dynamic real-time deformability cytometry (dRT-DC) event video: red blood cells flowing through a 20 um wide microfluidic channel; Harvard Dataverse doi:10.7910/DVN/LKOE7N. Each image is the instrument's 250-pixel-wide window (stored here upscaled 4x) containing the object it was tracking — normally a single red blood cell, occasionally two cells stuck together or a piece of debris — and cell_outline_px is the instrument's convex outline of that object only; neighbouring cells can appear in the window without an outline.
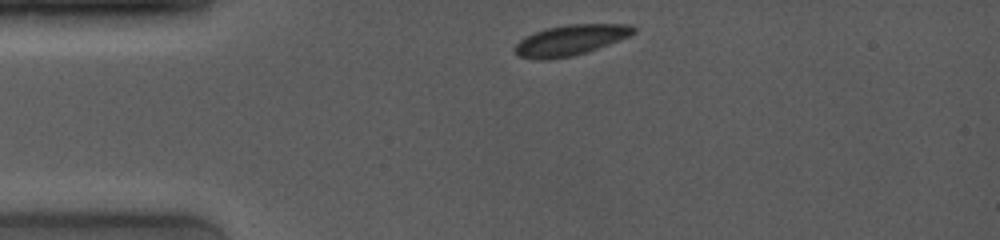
{"species": "common noctule bat (a hibernating species)", "species_latin": "Nyctalus noctula", "temperature_condition": "room temperature", "stored_images_in_passage": 32, "camera_frame_rate_fps": 4000, "um_per_image_px": 0.085, "animal": {"sex": "female", "body_mass_g": 19.0, "forearm_length_mm": 53.3}, "frame": {"image": 1, "passage_image": 1, "time_ms": 0.0, "image_size_px": [1000, 240], "cell_outline_px": [[636, 32], [628, 36], [608, 44], [572, 56], [544, 60], [540, 60], [520, 56], [516, 52], [516, 44], [524, 36], [548, 28], [568, 24], [632, 24], [636, 28]], "centroid_in_image_um": [48.51, 3.39], "position_along_channel_um": 36.5, "area_um2": 20.69}}
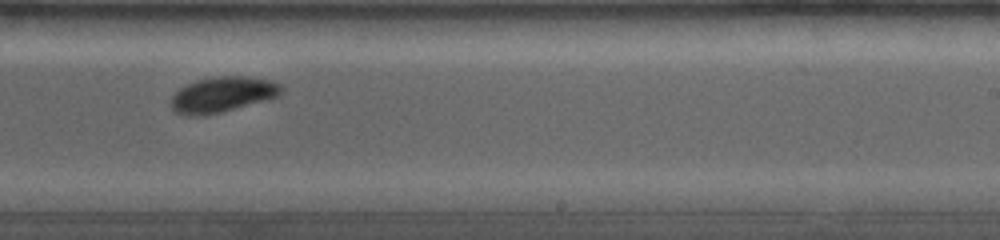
{"frame": {"image": 2, "passage_image": 19, "time_ms": 6.75, "image_size_px": [1000, 240], "cell_outline_px": [[284, 92], [276, 96], [264, 100], [220, 112], [204, 116], [184, 116], [176, 112], [168, 104], [172, 96], [180, 88], [196, 80], [216, 76], [244, 76], [268, 80], [280, 84], [284, 88]], "centroid_in_image_um": [18.86, 8.04], "position_along_channel_um": 270.1, "area_um2": 22.72}}
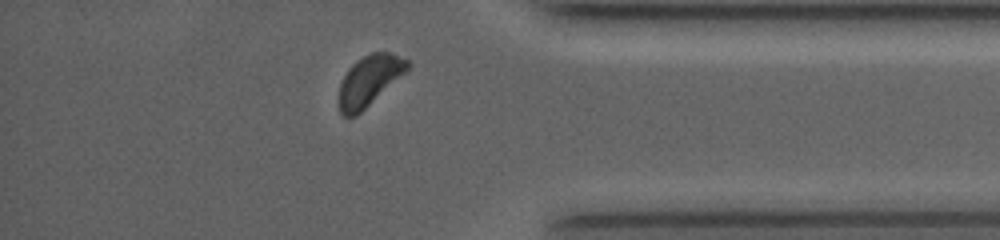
{"frame": {"image": 3, "passage_image": 29, "time_ms": 10.25, "image_size_px": [1000, 240], "cell_outline_px": [[412, 64], [404, 72], [356, 116], [344, 116], [340, 112], [340, 84], [348, 68], [356, 60], [372, 52], [388, 52], [408, 60]], "centroid_in_image_um": [31.37, 6.82], "position_along_channel_um": 403.8, "area_um2": 19.42}, "authors_computed_cell_mechanics": {"area_um2": 22.1085, "velocity_mm_per_s": 3.9872, "shape_relaxation_time_tau1_ms": 1.8985, "shape_relaxation_time_tau2_ms": null, "deformation_change_tau1": 0.0722, "deformation_change_tau2": null}}